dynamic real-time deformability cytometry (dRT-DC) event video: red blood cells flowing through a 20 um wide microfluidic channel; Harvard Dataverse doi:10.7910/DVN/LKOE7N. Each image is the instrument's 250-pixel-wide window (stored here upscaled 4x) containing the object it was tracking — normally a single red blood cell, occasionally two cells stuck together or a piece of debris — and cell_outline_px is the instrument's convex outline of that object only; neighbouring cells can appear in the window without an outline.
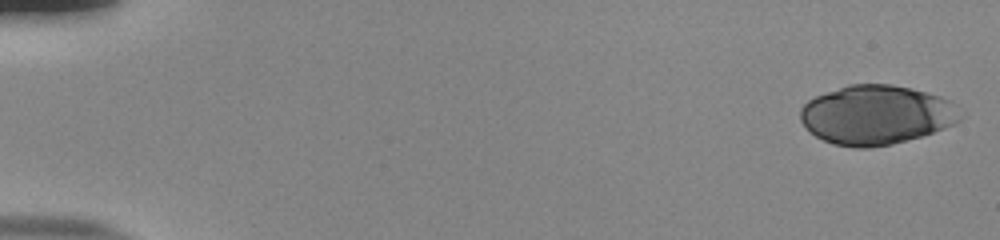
{"species": "human", "species_latin": "Homo sapiens", "temperature_condition": "room temperature", "stored_images_in_passage": 53, "camera_frame_rate_fps": 3000, "um_per_image_px": 0.085, "donor": {"sex": "male"}, "frame": {"image": 1, "passage_image": 1, "time_ms": 0.0, "image_size_px": [1000, 240], "cell_outline_px": [[964, 116], [956, 124], [920, 136], [892, 144], [868, 148], [856, 148], [832, 144], [816, 136], [800, 120], [800, 108], [808, 100], [816, 96], [848, 84], [892, 84], [912, 88], [940, 96], [952, 100]], "centroid_in_image_um": [74.52, 9.76], "position_along_channel_um": 10.5, "area_um2": 55.43}}
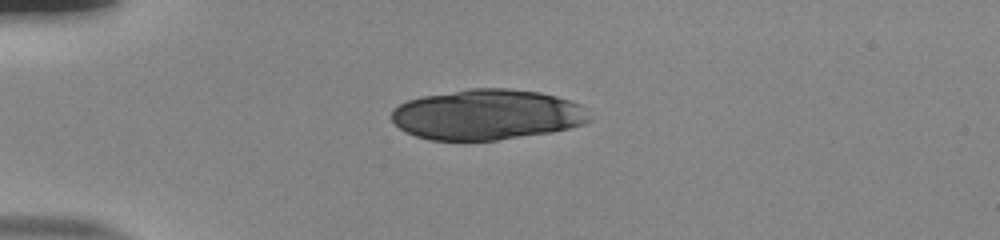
{"frame": {"image": 2, "passage_image": 14, "time_ms": 4.333, "image_size_px": [1000, 240], "cell_outline_px": [[592, 120], [584, 124], [552, 132], [496, 140], [432, 140], [416, 136], [400, 128], [392, 120], [392, 108], [408, 100], [424, 96], [468, 88], [508, 88], [540, 92], [556, 96], [580, 104], [584, 108]], "centroid_in_image_um": [41.41, 9.74], "position_along_channel_um": 43.6, "area_um2": 58.09}}